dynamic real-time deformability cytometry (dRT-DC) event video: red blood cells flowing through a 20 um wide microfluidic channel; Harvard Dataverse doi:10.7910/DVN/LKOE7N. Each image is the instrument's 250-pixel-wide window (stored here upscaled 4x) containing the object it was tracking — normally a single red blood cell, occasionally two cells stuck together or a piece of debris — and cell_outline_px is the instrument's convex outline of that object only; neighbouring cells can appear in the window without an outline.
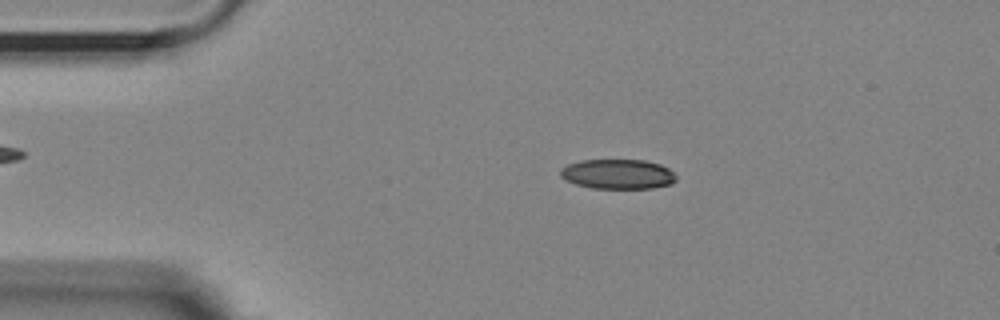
{"species": "Egyptian fruit bat (a non-hibernating species)", "species_latin": "Rousettus aegyptiacus", "temperature_condition": "room temperature", "stored_images_in_passage": 52, "camera_frame_rate_fps": 3000, "um_per_image_px": 0.085, "animal": {"sex": "female"}, "frame": {"image": 1, "passage_image": 8, "time_ms": 2.333, "image_size_px": [1000, 320], "cell_outline_px": [[676, 180], [672, 184], [652, 188], [592, 188], [576, 184], [564, 180], [560, 176], [560, 168], [568, 164], [580, 160], [644, 160], [660, 164], [668, 168], [676, 176]], "centroid_in_image_um": [52.49, 14.8], "position_along_channel_um": 32.5, "area_um2": 20.17}}
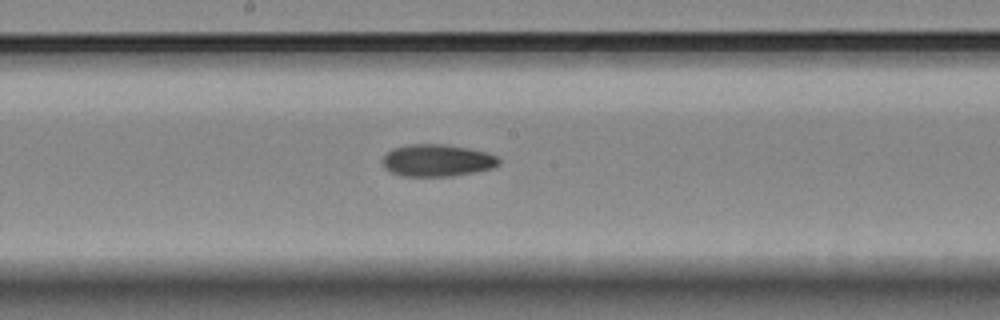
{"frame": {"image": 2, "passage_image": 26, "time_ms": 8.333, "image_size_px": [1000, 320], "cell_outline_px": [[500, 164], [492, 168], [476, 172], [452, 176], [404, 176], [392, 172], [384, 168], [380, 160], [392, 148], [408, 144], [444, 144], [468, 148], [488, 152], [496, 156], [500, 160]], "centroid_in_image_um": [37.15, 13.63], "position_along_channel_um": 211.0, "area_um2": 21.96}}
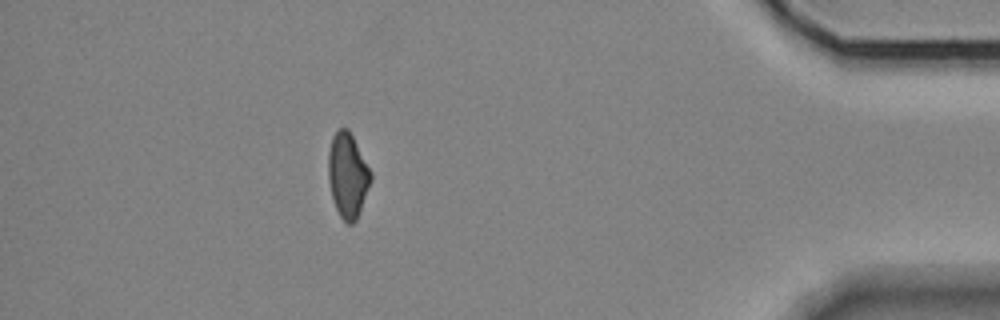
{"frame": {"image": 3, "passage_image": 46, "time_ms": 15.0, "image_size_px": [1000, 320], "cell_outline_px": [[372, 180], [356, 220], [352, 224], [348, 224], [340, 216], [336, 208], [332, 196], [328, 180], [328, 152], [332, 136], [340, 128], [348, 128], [372, 172]], "centroid_in_image_um": [29.55, 14.89], "position_along_channel_um": 405.6, "area_um2": 20.92}, "authors_computed_cell_mechanics": {"area_um2": 21.2993, "velocity_mm_per_s": 3.6436, "shape_relaxation_time_tau1_ms": null, "shape_relaxation_time_tau2_ms": 7.6655, "deformation_change_tau1": null, "deformation_change_tau2": 0.1416}}